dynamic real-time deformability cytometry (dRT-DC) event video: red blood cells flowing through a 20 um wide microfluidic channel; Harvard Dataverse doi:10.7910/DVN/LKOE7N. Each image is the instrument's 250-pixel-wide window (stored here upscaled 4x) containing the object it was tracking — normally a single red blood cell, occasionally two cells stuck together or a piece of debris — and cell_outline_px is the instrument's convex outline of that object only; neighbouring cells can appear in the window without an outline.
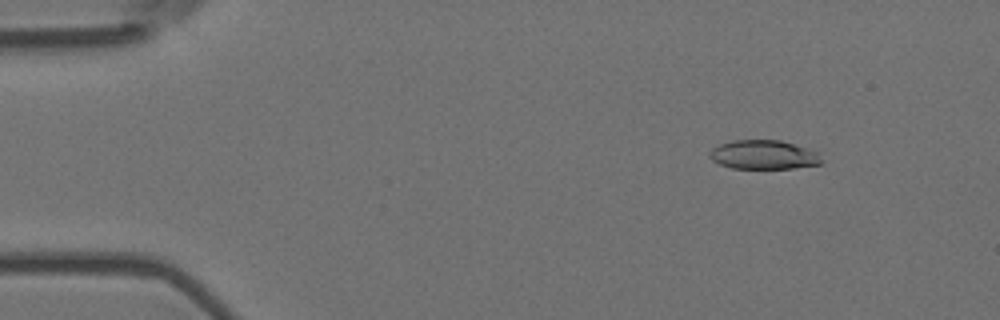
{"species": "Egyptian fruit bat (a non-hibernating species)", "species_latin": "Rousettus aegyptiacus", "temperature_condition": "room temperature", "stored_images_in_passage": 5, "camera_frame_rate_fps": 3000, "um_per_image_px": 0.085, "animal": {"sex": "female"}, "frame": {"image": 1, "passage_image": 2, "time_ms": 0.333, "image_size_px": [1000, 320], "cell_outline_px": [[824, 164], [792, 168], [732, 168], [720, 164], [712, 160], [708, 156], [708, 152], [712, 148], [720, 144], [732, 140], [780, 140], [820, 152]], "centroid_in_image_um": [64.93, 13.15], "position_along_channel_um": 20.1, "area_um2": 19.13}}